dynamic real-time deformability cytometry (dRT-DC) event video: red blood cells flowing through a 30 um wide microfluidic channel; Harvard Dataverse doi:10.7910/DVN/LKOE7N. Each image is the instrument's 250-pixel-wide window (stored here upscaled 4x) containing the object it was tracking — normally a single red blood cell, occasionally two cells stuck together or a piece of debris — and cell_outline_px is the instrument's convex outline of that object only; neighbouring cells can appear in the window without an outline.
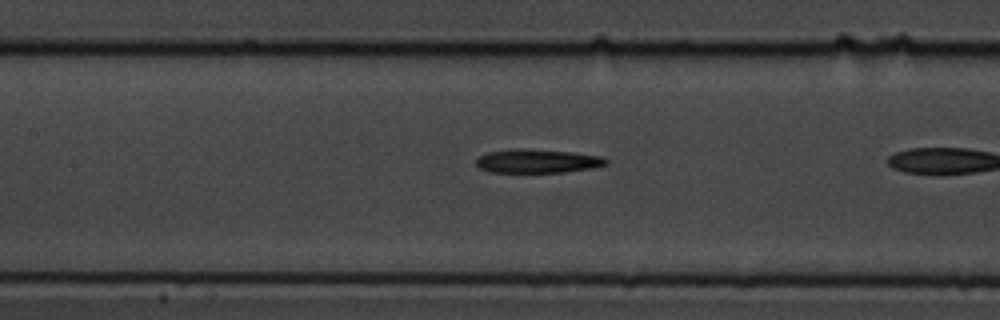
{"species": "common noctule bat (a hibernating species)", "species_latin": "Nyctalus noctula", "temperature_condition": "cold", "stored_images_in_passage": 7, "camera_frame_rate_fps": 3000, "um_per_image_px": 0.085, "animal": {"sex": "male", "body_mass_g": 19.5, "forearm_length_mm": 54.6}, "frame": {"image": 1, "passage_image": 6, "time_ms": 1.667, "image_size_px": [1000, 320], "cell_outline_px": [[608, 164], [592, 168], [564, 172], [492, 172], [480, 168], [476, 164], [476, 160], [480, 156], [488, 152], [512, 148], [524, 148], [572, 152], [600, 156], [608, 160]], "centroid_in_image_um": [45.68, 13.68], "position_along_channel_um": 161.7, "area_um2": 17.98}}